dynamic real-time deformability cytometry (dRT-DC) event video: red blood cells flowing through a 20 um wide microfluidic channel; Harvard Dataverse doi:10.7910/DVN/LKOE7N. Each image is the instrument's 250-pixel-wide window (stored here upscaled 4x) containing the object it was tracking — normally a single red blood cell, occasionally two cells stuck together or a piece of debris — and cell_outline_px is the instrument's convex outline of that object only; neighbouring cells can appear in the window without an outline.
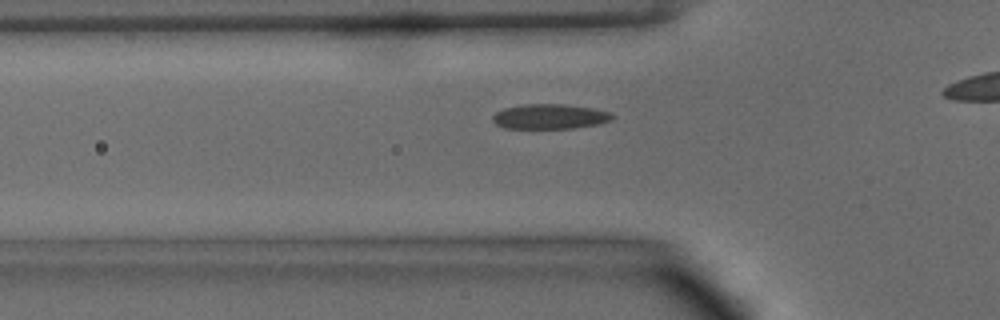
{"species": "common noctule bat (a hibernating species)", "species_latin": "Nyctalus noctula", "temperature_condition": "warm", "stored_images_in_passage": 34, "camera_frame_rate_fps": 3000, "um_per_image_px": 0.085, "animal": {"sex": "male", "body_mass_g": 15.6}, "frame": {"image": 1, "passage_image": 10, "time_ms": 3.0, "image_size_px": [1000, 320], "cell_outline_px": [[616, 116], [612, 120], [600, 124], [572, 128], [504, 128], [496, 124], [492, 120], [492, 116], [496, 112], [504, 108], [524, 104], [564, 104], [592, 108], [608, 112]], "centroid_in_image_um": [46.74, 9.9], "position_along_channel_um": 79.1, "area_um2": 17.4}}